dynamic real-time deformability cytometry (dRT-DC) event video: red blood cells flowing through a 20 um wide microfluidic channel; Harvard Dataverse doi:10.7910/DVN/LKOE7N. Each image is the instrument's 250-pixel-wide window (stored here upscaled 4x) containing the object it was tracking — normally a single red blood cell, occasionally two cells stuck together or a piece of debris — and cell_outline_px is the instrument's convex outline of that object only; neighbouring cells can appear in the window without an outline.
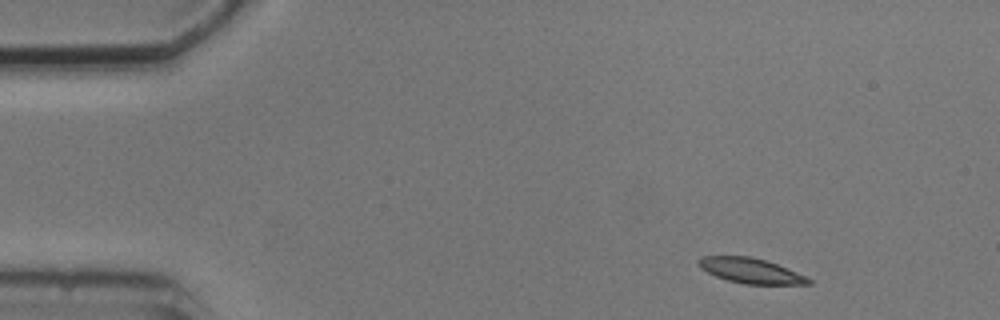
{"species": "common noctule bat (a hibernating species)", "species_latin": "Nyctalus noctula", "temperature_condition": "cold", "stored_images_in_passage": 4, "camera_frame_rate_fps": 3000, "um_per_image_px": 0.085, "animal": {"sex": "male", "body_mass_g": 20.5, "forearm_length_mm": 52.5}, "frame": {"image": 1, "passage_image": 1, "time_ms": 0.0, "image_size_px": [1000, 320], "cell_outline_px": [[812, 284], [744, 284], [728, 280], [716, 276], [700, 268], [696, 260], [700, 256], [748, 256], [764, 260], [776, 264], [796, 272], [812, 280]], "centroid_in_image_um": [63.76, 23.0], "position_along_channel_um": 21.2, "area_um2": 15.9}}
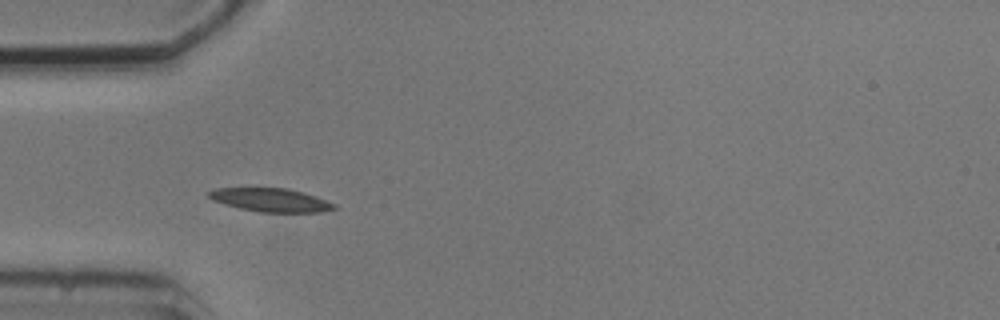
{"frame": {"image": 2, "passage_image": 3, "time_ms": 3.333, "image_size_px": [1000, 320], "cell_outline_px": [[336, 208], [320, 212], [260, 212], [240, 208], [212, 200], [208, 196], [208, 192], [216, 188], [288, 188], [304, 192], [316, 196], [336, 204]], "centroid_in_image_um": [23.03, 16.99], "position_along_channel_um": 62.0, "area_um2": 17.05}}
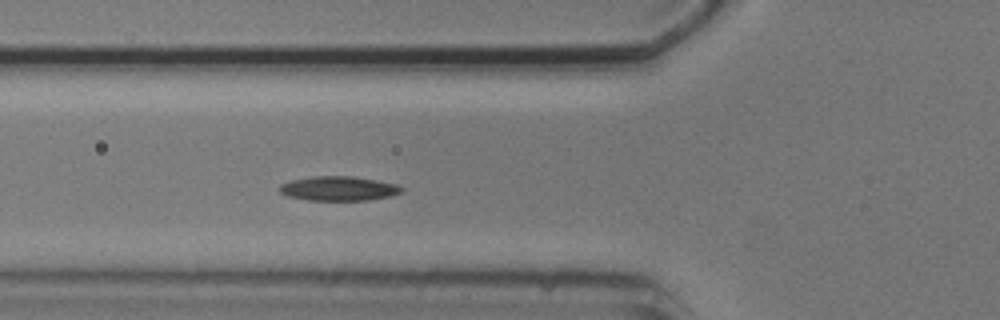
{"frame": {"image": 3, "passage_image": 4, "time_ms": 4.333, "image_size_px": [1000, 320], "cell_outline_px": [[404, 188], [400, 192], [388, 196], [368, 200], [308, 200], [288, 196], [280, 192], [280, 184], [292, 180], [312, 176], [352, 176], [396, 184]], "centroid_in_image_um": [28.75, 16.02], "position_along_channel_um": 97.0, "area_um2": 17.11}}